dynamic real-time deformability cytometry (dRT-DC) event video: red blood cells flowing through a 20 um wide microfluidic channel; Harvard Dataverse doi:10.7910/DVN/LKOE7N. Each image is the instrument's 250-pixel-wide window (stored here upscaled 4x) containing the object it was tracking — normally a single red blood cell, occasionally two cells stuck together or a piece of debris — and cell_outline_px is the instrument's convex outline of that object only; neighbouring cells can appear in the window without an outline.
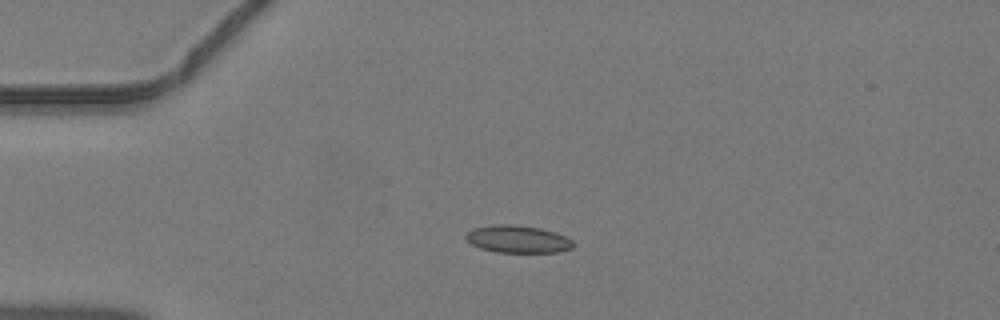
{"species": "common noctule bat (a hibernating species)", "species_latin": "Nyctalus noctula", "temperature_condition": "warm", "stored_images_in_passage": 32, "camera_frame_rate_fps": 3000, "um_per_image_px": 0.085, "animal": {"sex": "male", "body_mass_g": 19.2, "forearm_length_mm": 51.8}, "frame": {"image": 1, "passage_image": 2, "time_ms": 0.333, "image_size_px": [1000, 320], "cell_outline_px": [[572, 248], [556, 252], [496, 252], [480, 248], [472, 244], [464, 236], [472, 228], [496, 224], [516, 224], [540, 228], [556, 232], [572, 240]], "centroid_in_image_um": [43.99, 20.31], "position_along_channel_um": 41.0, "area_um2": 17.11}}
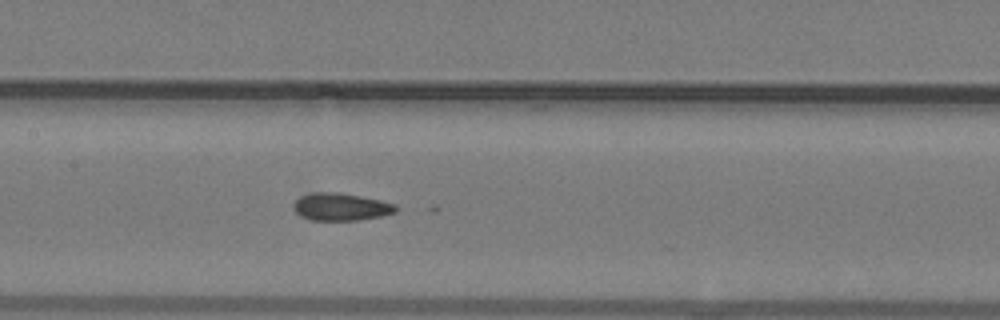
{"frame": {"image": 2, "passage_image": 13, "time_ms": 4.0, "image_size_px": [1000, 320], "cell_outline_px": [[400, 208], [396, 212], [380, 216], [360, 220], [312, 220], [300, 216], [296, 212], [296, 200], [300, 196], [312, 192], [340, 192], [380, 200], [396, 204]], "centroid_in_image_um": [29.03, 17.57], "position_along_channel_um": 178.4, "area_um2": 16.36}}
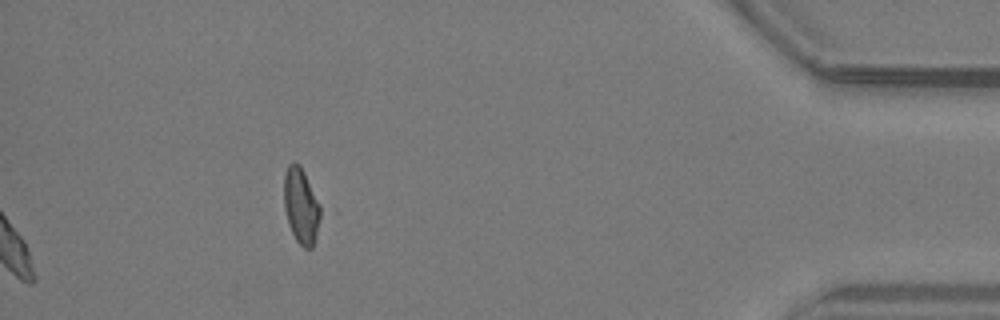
{"frame": {"image": 3, "passage_image": 32, "time_ms": 10.333, "image_size_px": [1000, 320], "cell_outline_px": [[320, 216], [316, 236], [312, 248], [304, 248], [296, 240], [288, 224], [284, 208], [284, 176], [288, 164], [292, 160], [300, 164], [320, 204]], "centroid_in_image_um": [25.57, 17.47], "position_along_channel_um": 409.6, "area_um2": 16.07}}